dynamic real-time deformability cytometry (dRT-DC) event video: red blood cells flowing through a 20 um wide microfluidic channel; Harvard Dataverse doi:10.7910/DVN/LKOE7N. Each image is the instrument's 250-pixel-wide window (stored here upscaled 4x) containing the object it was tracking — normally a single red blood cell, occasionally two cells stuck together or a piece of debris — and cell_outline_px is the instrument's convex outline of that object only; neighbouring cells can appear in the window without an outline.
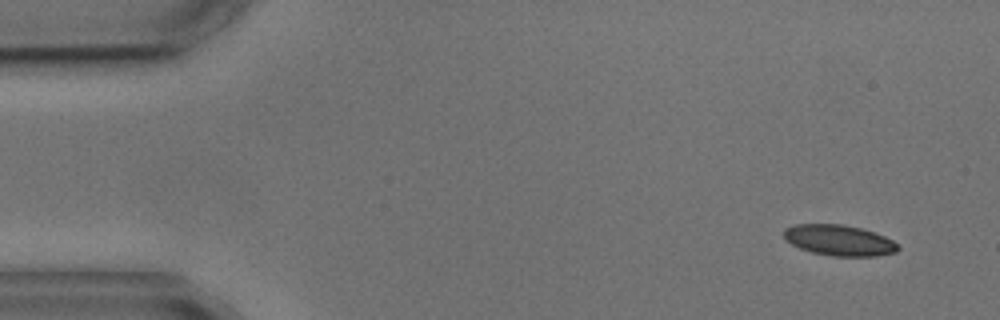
{"species": "common noctule bat (a hibernating species)", "species_latin": "Nyctalus noctula", "temperature_condition": "cold", "stored_images_in_passage": 5, "segment_of_instrument_passage": [1, 2], "camera_frame_rate_fps": 3000, "um_per_image_px": 0.085, "animal": {"sex": "male", "body_mass_g": 17.9, "forearm_length_mm": 54.2}, "frame": {"image": 1, "passage_image": 1, "time_ms": 0.0, "image_size_px": [1000, 320], "cell_outline_px": [[900, 248], [896, 252], [876, 256], [832, 256], [812, 252], [800, 248], [792, 244], [784, 236], [784, 228], [796, 224], [840, 224], [860, 228], [884, 236], [892, 240]], "centroid_in_image_um": [71.32, 20.43], "position_along_channel_um": 13.7, "area_um2": 20.23}}